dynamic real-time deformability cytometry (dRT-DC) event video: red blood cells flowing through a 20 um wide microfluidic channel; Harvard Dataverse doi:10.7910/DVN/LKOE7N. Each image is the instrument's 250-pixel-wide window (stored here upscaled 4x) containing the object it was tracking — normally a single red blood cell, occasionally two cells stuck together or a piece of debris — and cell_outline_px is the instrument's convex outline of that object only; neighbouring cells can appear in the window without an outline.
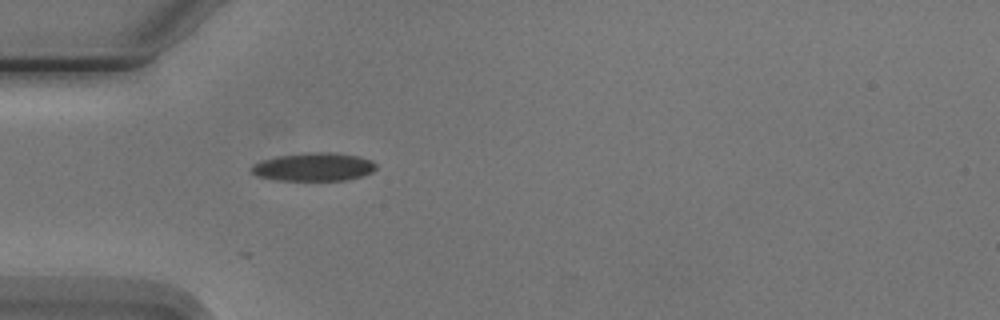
{"species": "Egyptian fruit bat (a non-hibernating species)", "species_latin": "Rousettus aegyptiacus", "temperature_condition": "cold", "stored_images_in_passage": 4, "camera_frame_rate_fps": 3000, "um_per_image_px": 0.085, "animal": {"sex": "male"}, "frame": {"image": 1, "passage_image": 4, "time_ms": 4.667, "image_size_px": [1000, 320], "cell_outline_px": [[376, 168], [372, 172], [360, 176], [344, 180], [272, 180], [256, 176], [252, 172], [252, 164], [276, 156], [308, 152], [332, 152], [356, 156], [372, 160], [376, 164]], "centroid_in_image_um": [26.64, 14.18], "position_along_channel_um": 58.4, "area_um2": 20.46}}